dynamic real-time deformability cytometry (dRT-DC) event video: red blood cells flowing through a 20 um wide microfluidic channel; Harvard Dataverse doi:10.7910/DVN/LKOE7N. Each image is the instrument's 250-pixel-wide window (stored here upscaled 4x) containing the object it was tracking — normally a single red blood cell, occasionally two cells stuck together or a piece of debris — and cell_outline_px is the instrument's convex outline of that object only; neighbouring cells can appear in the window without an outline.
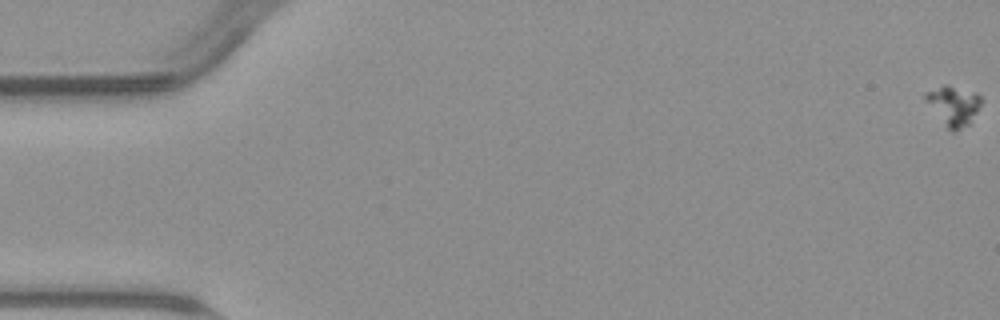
{"species": "common noctule bat (a hibernating species)", "species_latin": "Nyctalus noctula", "temperature_condition": "warm", "stored_images_in_passage": 59, "camera_frame_rate_fps": 3000, "um_per_image_px": 0.085, "animal": {"sex": "male", "body_mass_g": 23.1, "forearm_length_mm": 52.7}, "frame": {"image": 1, "passage_image": 1, "time_ms": 0.0, "image_size_px": [1000, 320], "cell_outline_px": [[984, 100], [968, 124], [952, 132], [948, 128], [924, 100], [924, 92], [944, 84], [948, 84], [976, 92]], "centroid_in_image_um": [81.04, 8.91], "position_along_channel_um": 4.0, "area_um2": 12.77}}
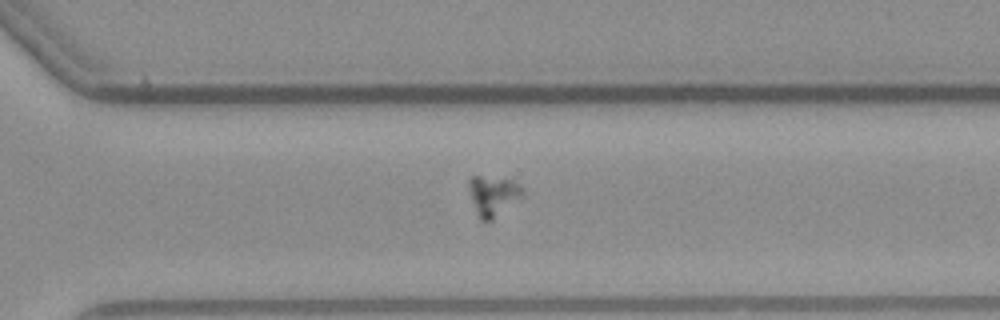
{"frame": {"image": 2, "passage_image": 42, "time_ms": 13.667, "image_size_px": [1000, 320], "cell_outline_px": [[524, 192], [520, 196], [492, 220], [480, 220], [472, 200], [468, 184], [468, 180], [472, 176], [480, 176], [508, 180], [516, 184]], "centroid_in_image_um": [41.84, 16.62], "position_along_channel_um": 328.8, "area_um2": 11.73}}
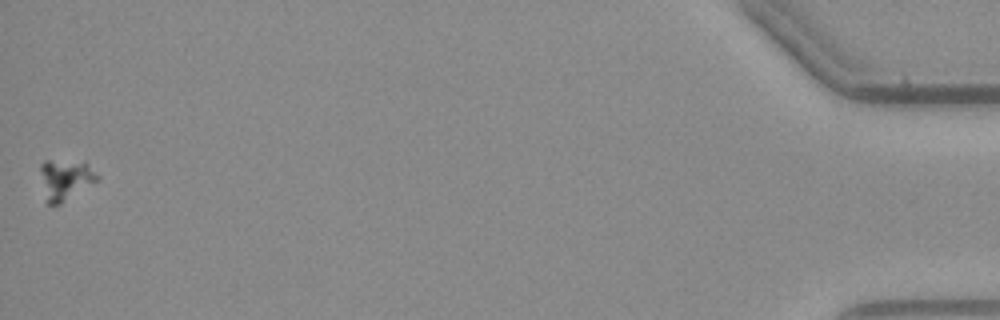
{"frame": {"image": 3, "passage_image": 59, "time_ms": 19.333, "image_size_px": [1000, 320], "cell_outline_px": [[100, 176], [96, 180], [60, 204], [48, 204], [40, 168], [40, 164], [44, 160], [84, 160]], "centroid_in_image_um": [5.58, 15.18], "position_along_channel_um": 429.6, "area_um2": 13.18}}